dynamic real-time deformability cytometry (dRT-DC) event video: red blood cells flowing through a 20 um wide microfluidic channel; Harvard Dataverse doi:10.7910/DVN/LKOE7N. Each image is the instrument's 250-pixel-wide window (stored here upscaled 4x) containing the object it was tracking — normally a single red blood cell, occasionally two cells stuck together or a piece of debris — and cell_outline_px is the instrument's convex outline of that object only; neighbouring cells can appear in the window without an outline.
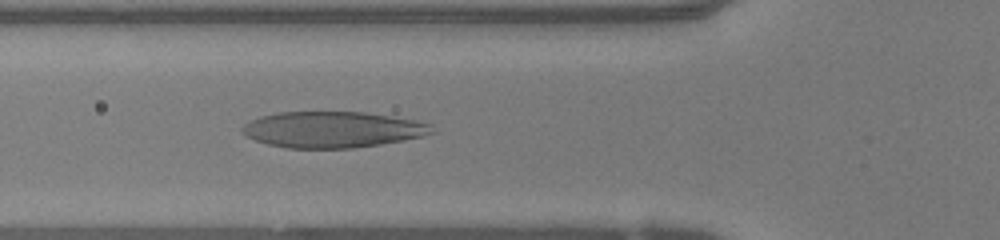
{"species": "human", "species_latin": "Homo sapiens", "temperature_condition": "warm", "stored_images_in_passage": 47, "camera_frame_rate_fps": 3000, "um_per_image_px": 0.085, "donor": {"sex": "female"}, "frame": {"image": 1, "passage_image": 15, "time_ms": 4.667, "image_size_px": [1000, 240], "cell_outline_px": [[436, 132], [404, 140], [380, 144], [352, 148], [288, 148], [268, 144], [256, 140], [248, 136], [240, 128], [244, 124], [260, 116], [280, 112], [364, 112], [412, 120], [432, 124]], "centroid_in_image_um": [28.27, 11.01], "position_along_channel_um": 97.5, "area_um2": 39.54}}
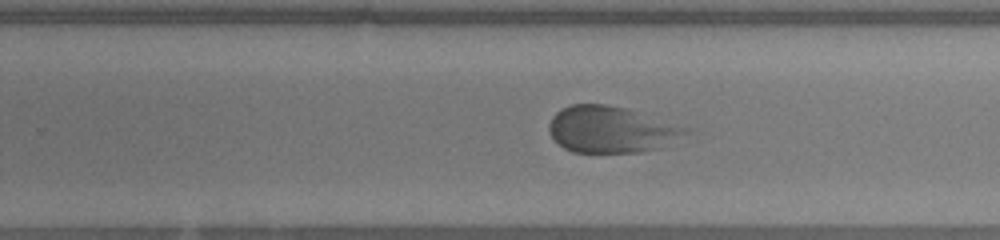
{"frame": {"image": 2, "passage_image": 28, "time_ms": 9.0, "image_size_px": [1000, 240], "cell_outline_px": [[688, 132], [660, 148], [640, 152], [572, 152], [564, 148], [552, 136], [548, 128], [548, 124], [552, 116], [560, 108], [572, 104], [604, 104], [628, 108], [688, 128]], "centroid_in_image_um": [51.9, 10.99], "position_along_channel_um": 277.9, "area_um2": 36.76}}
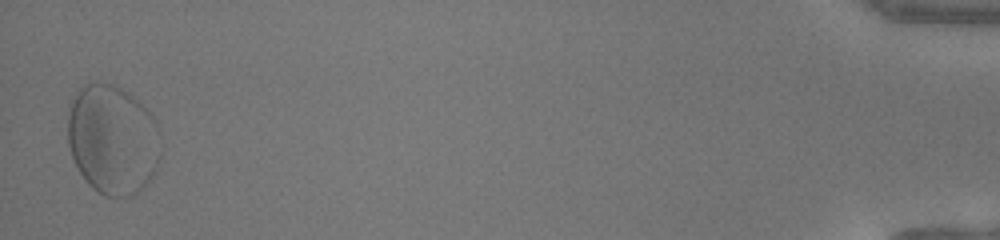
{"frame": {"image": 3, "passage_image": 46, "time_ms": 15.0, "image_size_px": [1000, 240], "cell_outline_px": [[160, 156], [156, 168], [152, 176], [144, 188], [132, 196], [104, 196], [96, 192], [84, 180], [72, 156], [68, 144], [68, 112], [72, 100], [76, 92], [84, 84], [96, 80], [116, 84], [128, 92], [156, 120], [160, 152]], "centroid_in_image_um": [9.55, 11.85], "position_along_channel_um": 425.7, "area_um2": 59.82}, "authors_computed_cell_mechanics": {"area_um2": 40.9802, "velocity_mm_per_s": 4.1598, "shape_relaxation_time_tau1_ms": 6.5697, "shape_relaxation_time_tau2_ms": null, "deformation_change_tau1": 0.3151, "deformation_change_tau2": null}}